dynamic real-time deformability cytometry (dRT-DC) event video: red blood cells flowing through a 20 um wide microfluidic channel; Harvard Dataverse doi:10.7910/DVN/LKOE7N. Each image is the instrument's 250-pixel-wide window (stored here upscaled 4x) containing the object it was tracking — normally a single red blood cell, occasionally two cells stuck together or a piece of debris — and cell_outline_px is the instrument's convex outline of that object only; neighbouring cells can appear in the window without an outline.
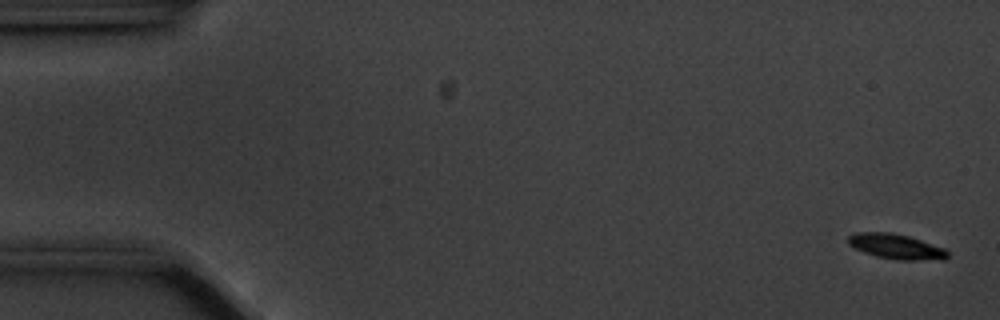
{"species": "common noctule bat (a hibernating species)", "species_latin": "Nyctalus noctula", "temperature_condition": "cold", "stored_images_in_passage": 57, "camera_frame_rate_fps": 3000, "um_per_image_px": 0.085, "animal": {"sex": "male", "body_mass_g": 20.1, "forearm_length_mm": 53.5}, "frame": {"image": 1, "passage_image": 2, "time_ms": 0.333, "image_size_px": [1000, 320], "cell_outline_px": [[948, 256], [944, 260], [900, 260], [876, 256], [864, 252], [848, 244], [848, 236], [856, 232], [892, 232], [908, 236], [944, 248], [948, 252]], "centroid_in_image_um": [76.17, 20.95], "position_along_channel_um": 8.8, "area_um2": 14.45}}
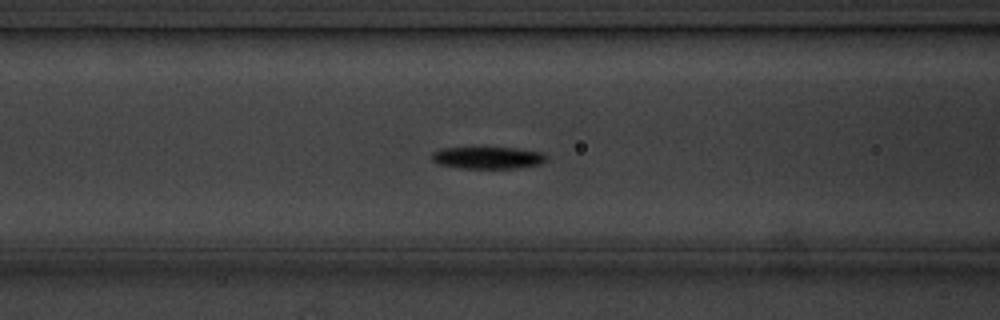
{"frame": {"image": 2, "passage_image": 23, "time_ms": 7.333, "image_size_px": [1000, 320], "cell_outline_px": [[544, 160], [540, 164], [516, 168], [460, 168], [436, 164], [432, 160], [432, 152], [440, 148], [516, 148], [544, 152]], "centroid_in_image_um": [41.41, 13.41], "position_along_channel_um": 125.2, "area_um2": 14.62}}
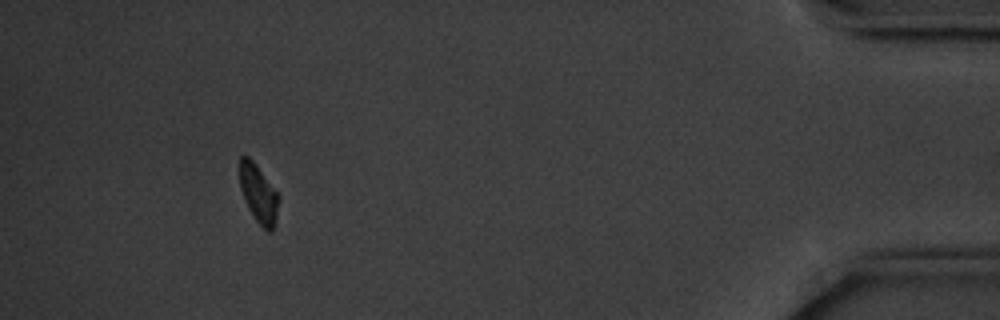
{"frame": {"image": 3, "passage_image": 53, "time_ms": 17.333, "image_size_px": [1000, 320], "cell_outline_px": [[280, 196], [276, 220], [272, 232], [268, 232], [256, 220], [248, 208], [244, 200], [240, 188], [240, 156], [248, 156], [252, 160]], "centroid_in_image_um": [21.98, 16.49], "position_along_channel_um": 413.2, "area_um2": 13.12}, "authors_computed_cell_mechanics": {"area_um2": 14.6234, "velocity_mm_per_s": 3.514, "shape_relaxation_time_tau1_ms": 7.9326, "shape_relaxation_time_tau2_ms": null, "deformation_change_tau1": 0.345, "deformation_change_tau2": null}}